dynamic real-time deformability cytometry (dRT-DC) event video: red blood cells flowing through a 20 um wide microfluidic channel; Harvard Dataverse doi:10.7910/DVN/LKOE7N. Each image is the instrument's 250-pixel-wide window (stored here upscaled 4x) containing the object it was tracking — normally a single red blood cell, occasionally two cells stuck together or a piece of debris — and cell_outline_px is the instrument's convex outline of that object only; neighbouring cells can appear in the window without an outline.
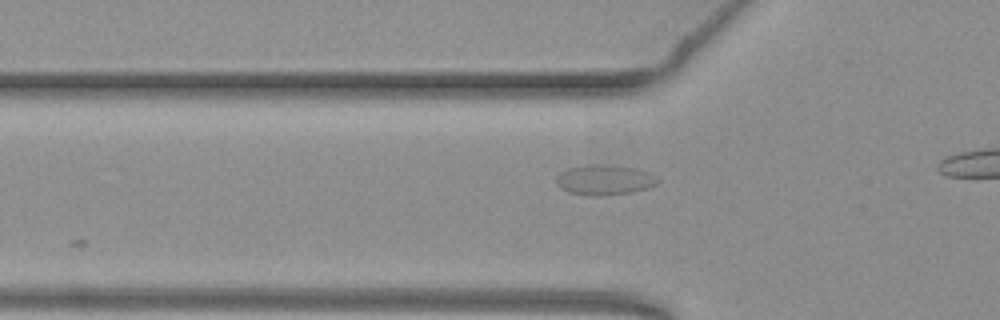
{"species": "common noctule bat (a hibernating species)", "species_latin": "Nyctalus noctula", "temperature_condition": "warm", "stored_images_in_passage": 6, "camera_frame_rate_fps": 3000, "um_per_image_px": 0.085, "animal": {"sex": "female", "body_mass_g": 19.3, "forearm_length_mm": 54.1}, "frame": {"image": 1, "passage_image": 3, "time_ms": 0.667, "image_size_px": [1000, 320], "cell_outline_px": [[660, 180], [656, 184], [648, 188], [632, 192], [600, 196], [588, 196], [568, 192], [560, 188], [556, 184], [556, 176], [560, 172], [568, 168], [584, 164], [604, 164], [636, 168], [648, 172], [656, 176]], "centroid_in_image_um": [51.36, 15.29], "position_along_channel_um": 74.4, "area_um2": 18.15}}